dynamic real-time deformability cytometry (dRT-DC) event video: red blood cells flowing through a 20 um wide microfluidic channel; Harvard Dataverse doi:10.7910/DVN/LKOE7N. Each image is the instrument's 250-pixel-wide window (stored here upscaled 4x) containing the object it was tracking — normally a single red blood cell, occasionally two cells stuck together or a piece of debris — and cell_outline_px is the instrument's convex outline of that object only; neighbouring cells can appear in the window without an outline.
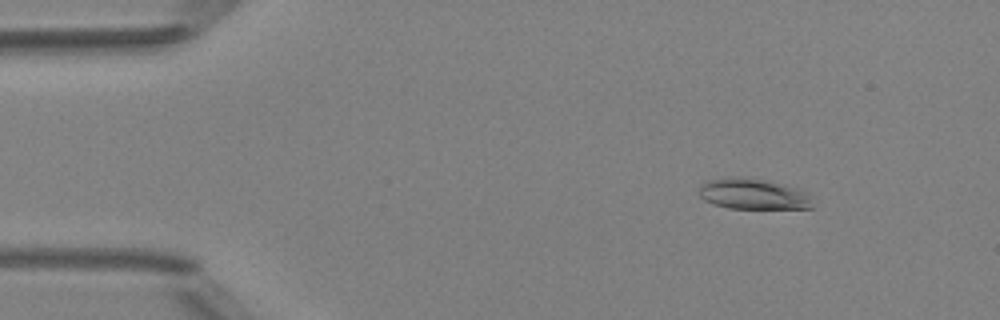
{"species": "Egyptian fruit bat (a non-hibernating species)", "species_latin": "Rousettus aegyptiacus", "temperature_condition": "room temperature", "stored_images_in_passage": 6, "camera_frame_rate_fps": 3000, "um_per_image_px": 0.085, "animal": {"sex": "female"}, "frame": {"image": 1, "passage_image": 1, "time_ms": 0.0, "image_size_px": [1000, 320], "cell_outline_px": [[812, 208], [728, 208], [704, 200], [700, 196], [700, 184], [708, 180], [728, 176], [740, 176], [784, 184], [808, 192]], "centroid_in_image_um": [63.99, 16.47], "position_along_channel_um": 21.0, "area_um2": 20.23}}
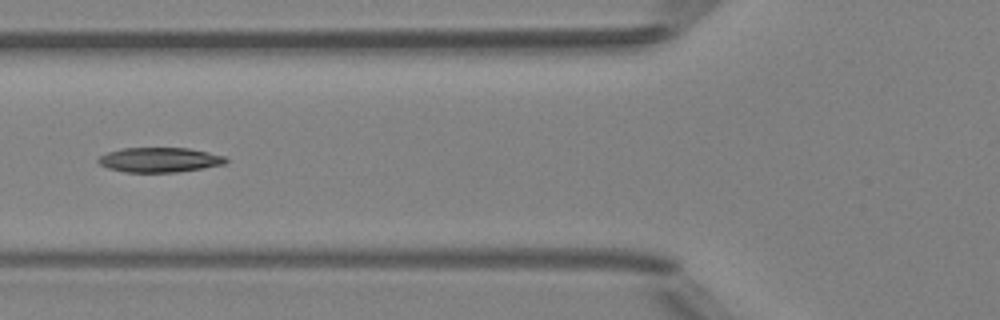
{"frame": {"image": 2, "passage_image": 5, "time_ms": 4.333, "image_size_px": [1000, 320], "cell_outline_px": [[228, 160], [224, 164], [204, 168], [176, 172], [124, 172], [108, 168], [100, 164], [96, 160], [100, 156], [108, 152], [124, 148], [188, 148], [208, 152], [224, 156]], "centroid_in_image_um": [13.56, 13.59], "position_along_channel_um": 112.2, "area_um2": 18.32}}
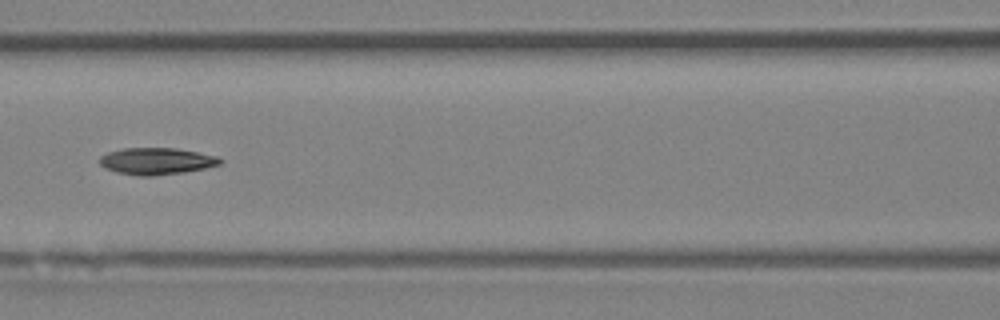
{"frame": {"image": 3, "passage_image": 6, "time_ms": 5.333, "image_size_px": [1000, 320], "cell_outline_px": [[224, 160], [220, 164], [204, 168], [184, 172], [152, 176], [140, 176], [116, 172], [104, 168], [100, 164], [100, 156], [108, 152], [124, 148], [176, 148], [216, 156]], "centroid_in_image_um": [13.28, 13.7], "position_along_channel_um": 153.3, "area_um2": 18.73}}